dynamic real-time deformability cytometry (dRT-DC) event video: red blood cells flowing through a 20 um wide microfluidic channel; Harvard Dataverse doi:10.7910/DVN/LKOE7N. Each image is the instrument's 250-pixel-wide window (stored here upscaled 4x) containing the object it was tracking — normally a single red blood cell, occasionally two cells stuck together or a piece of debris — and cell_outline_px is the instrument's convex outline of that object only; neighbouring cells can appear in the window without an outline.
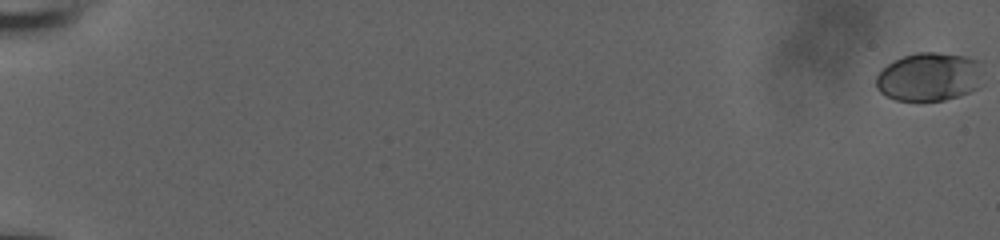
{"species": "human", "species_latin": "Homo sapiens", "temperature_condition": "room temperature", "stored_images_in_passage": 59, "camera_frame_rate_fps": 3000, "um_per_image_px": 0.085, "donor": {"sex": "male"}, "frame": {"image": 1, "passage_image": 1, "time_ms": 0.0, "image_size_px": [1000, 240], "cell_outline_px": [[984, 84], [968, 92], [944, 100], [896, 100], [880, 92], [876, 88], [876, 76], [888, 64], [904, 56], [916, 52], [936, 52], [964, 56], [984, 60]], "centroid_in_image_um": [79.09, 6.51], "position_along_channel_um": 5.9, "area_um2": 30.69}}
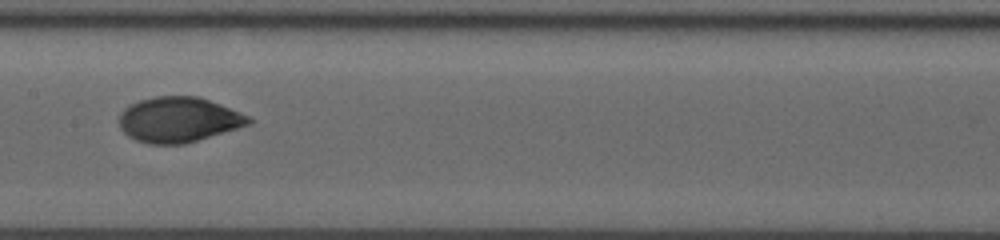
{"frame": {"image": 2, "passage_image": 34, "time_ms": 11.0, "image_size_px": [1000, 240], "cell_outline_px": [[252, 124], [184, 144], [148, 144], [136, 140], [128, 136], [120, 128], [120, 112], [124, 108], [140, 100], [156, 96], [196, 96], [220, 104], [240, 112], [248, 116], [252, 120]], "centroid_in_image_um": [15.18, 10.18], "position_along_channel_um": 192.2, "area_um2": 33.99}}
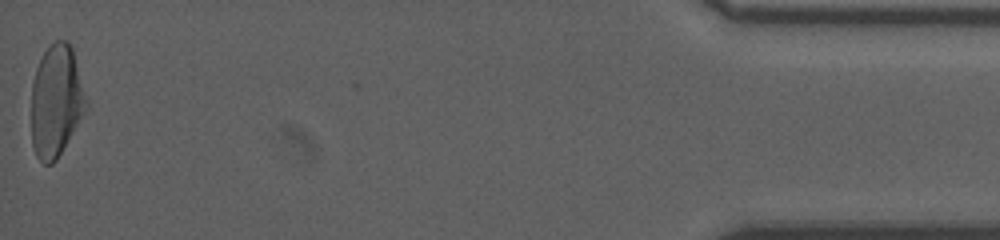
{"frame": {"image": 3, "passage_image": 59, "time_ms": 19.333, "image_size_px": [1000, 240], "cell_outline_px": [[88, 108], [56, 160], [52, 164], [44, 164], [36, 156], [32, 144], [32, 80], [36, 68], [44, 52], [56, 40], [68, 40], [72, 48], [88, 100]], "centroid_in_image_um": [4.79, 8.59], "position_along_channel_um": 430.4, "area_um2": 35.84}, "authors_computed_cell_mechanics": {"area_um2": 33.2928, "velocity_mm_per_s": 3.869, "shape_relaxation_time_tau1_ms": 4.5904, "shape_relaxation_time_tau2_ms": 1.0206, "deformation_change_tau1": 0.1645, "deformation_change_tau2": 0.0414}}